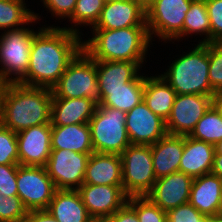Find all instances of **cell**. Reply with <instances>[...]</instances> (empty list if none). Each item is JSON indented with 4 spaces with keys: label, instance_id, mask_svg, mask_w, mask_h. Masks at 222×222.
Wrapping results in <instances>:
<instances>
[{
    "label": "cell",
    "instance_id": "obj_19",
    "mask_svg": "<svg viewBox=\"0 0 222 222\" xmlns=\"http://www.w3.org/2000/svg\"><path fill=\"white\" fill-rule=\"evenodd\" d=\"M83 183L123 186L121 155L96 152L91 153Z\"/></svg>",
    "mask_w": 222,
    "mask_h": 222
},
{
    "label": "cell",
    "instance_id": "obj_30",
    "mask_svg": "<svg viewBox=\"0 0 222 222\" xmlns=\"http://www.w3.org/2000/svg\"><path fill=\"white\" fill-rule=\"evenodd\" d=\"M104 0H77L74 12L69 18L70 23L74 25L71 27H62L68 29L71 32L81 35L80 26H89L90 28L94 27L97 21L100 18L101 11L104 7ZM79 25V26H78ZM75 28H74V27Z\"/></svg>",
    "mask_w": 222,
    "mask_h": 222
},
{
    "label": "cell",
    "instance_id": "obj_36",
    "mask_svg": "<svg viewBox=\"0 0 222 222\" xmlns=\"http://www.w3.org/2000/svg\"><path fill=\"white\" fill-rule=\"evenodd\" d=\"M211 26V43L222 42V0H205Z\"/></svg>",
    "mask_w": 222,
    "mask_h": 222
},
{
    "label": "cell",
    "instance_id": "obj_44",
    "mask_svg": "<svg viewBox=\"0 0 222 222\" xmlns=\"http://www.w3.org/2000/svg\"><path fill=\"white\" fill-rule=\"evenodd\" d=\"M203 222H222V215H208L204 216Z\"/></svg>",
    "mask_w": 222,
    "mask_h": 222
},
{
    "label": "cell",
    "instance_id": "obj_22",
    "mask_svg": "<svg viewBox=\"0 0 222 222\" xmlns=\"http://www.w3.org/2000/svg\"><path fill=\"white\" fill-rule=\"evenodd\" d=\"M222 178L204 174L193 180L189 203L205 216L218 215Z\"/></svg>",
    "mask_w": 222,
    "mask_h": 222
},
{
    "label": "cell",
    "instance_id": "obj_43",
    "mask_svg": "<svg viewBox=\"0 0 222 222\" xmlns=\"http://www.w3.org/2000/svg\"><path fill=\"white\" fill-rule=\"evenodd\" d=\"M212 105L222 117V92H217L212 96Z\"/></svg>",
    "mask_w": 222,
    "mask_h": 222
},
{
    "label": "cell",
    "instance_id": "obj_4",
    "mask_svg": "<svg viewBox=\"0 0 222 222\" xmlns=\"http://www.w3.org/2000/svg\"><path fill=\"white\" fill-rule=\"evenodd\" d=\"M193 49V50H192ZM191 51L175 58L161 74L178 95L215 94L209 82V43H198Z\"/></svg>",
    "mask_w": 222,
    "mask_h": 222
},
{
    "label": "cell",
    "instance_id": "obj_18",
    "mask_svg": "<svg viewBox=\"0 0 222 222\" xmlns=\"http://www.w3.org/2000/svg\"><path fill=\"white\" fill-rule=\"evenodd\" d=\"M97 104L88 98H52L51 126H66L88 123Z\"/></svg>",
    "mask_w": 222,
    "mask_h": 222
},
{
    "label": "cell",
    "instance_id": "obj_12",
    "mask_svg": "<svg viewBox=\"0 0 222 222\" xmlns=\"http://www.w3.org/2000/svg\"><path fill=\"white\" fill-rule=\"evenodd\" d=\"M211 106V95L177 94L170 116L165 121L167 134L189 136Z\"/></svg>",
    "mask_w": 222,
    "mask_h": 222
},
{
    "label": "cell",
    "instance_id": "obj_8",
    "mask_svg": "<svg viewBox=\"0 0 222 222\" xmlns=\"http://www.w3.org/2000/svg\"><path fill=\"white\" fill-rule=\"evenodd\" d=\"M123 190L128 197L146 196L156 176L151 145L130 144L121 154Z\"/></svg>",
    "mask_w": 222,
    "mask_h": 222
},
{
    "label": "cell",
    "instance_id": "obj_15",
    "mask_svg": "<svg viewBox=\"0 0 222 222\" xmlns=\"http://www.w3.org/2000/svg\"><path fill=\"white\" fill-rule=\"evenodd\" d=\"M16 135L19 165L45 167L51 154V123L29 127Z\"/></svg>",
    "mask_w": 222,
    "mask_h": 222
},
{
    "label": "cell",
    "instance_id": "obj_31",
    "mask_svg": "<svg viewBox=\"0 0 222 222\" xmlns=\"http://www.w3.org/2000/svg\"><path fill=\"white\" fill-rule=\"evenodd\" d=\"M189 137L213 145L222 140V117L213 105L197 122Z\"/></svg>",
    "mask_w": 222,
    "mask_h": 222
},
{
    "label": "cell",
    "instance_id": "obj_11",
    "mask_svg": "<svg viewBox=\"0 0 222 222\" xmlns=\"http://www.w3.org/2000/svg\"><path fill=\"white\" fill-rule=\"evenodd\" d=\"M90 155L91 153L51 149L45 169L56 189L77 190L83 184Z\"/></svg>",
    "mask_w": 222,
    "mask_h": 222
},
{
    "label": "cell",
    "instance_id": "obj_39",
    "mask_svg": "<svg viewBox=\"0 0 222 222\" xmlns=\"http://www.w3.org/2000/svg\"><path fill=\"white\" fill-rule=\"evenodd\" d=\"M44 4V8L49 9L51 15H53L56 20L60 18L69 20L74 12L77 0H41Z\"/></svg>",
    "mask_w": 222,
    "mask_h": 222
},
{
    "label": "cell",
    "instance_id": "obj_26",
    "mask_svg": "<svg viewBox=\"0 0 222 222\" xmlns=\"http://www.w3.org/2000/svg\"><path fill=\"white\" fill-rule=\"evenodd\" d=\"M177 93L161 76L145 77L143 101L147 107L163 120L170 116Z\"/></svg>",
    "mask_w": 222,
    "mask_h": 222
},
{
    "label": "cell",
    "instance_id": "obj_46",
    "mask_svg": "<svg viewBox=\"0 0 222 222\" xmlns=\"http://www.w3.org/2000/svg\"><path fill=\"white\" fill-rule=\"evenodd\" d=\"M218 214H219V215H222V191H221V194H220Z\"/></svg>",
    "mask_w": 222,
    "mask_h": 222
},
{
    "label": "cell",
    "instance_id": "obj_25",
    "mask_svg": "<svg viewBox=\"0 0 222 222\" xmlns=\"http://www.w3.org/2000/svg\"><path fill=\"white\" fill-rule=\"evenodd\" d=\"M51 149L93 153L89 124L51 126Z\"/></svg>",
    "mask_w": 222,
    "mask_h": 222
},
{
    "label": "cell",
    "instance_id": "obj_9",
    "mask_svg": "<svg viewBox=\"0 0 222 222\" xmlns=\"http://www.w3.org/2000/svg\"><path fill=\"white\" fill-rule=\"evenodd\" d=\"M194 0H154L146 8L148 33L162 41L183 39V24L186 12ZM155 35V36H153Z\"/></svg>",
    "mask_w": 222,
    "mask_h": 222
},
{
    "label": "cell",
    "instance_id": "obj_1",
    "mask_svg": "<svg viewBox=\"0 0 222 222\" xmlns=\"http://www.w3.org/2000/svg\"><path fill=\"white\" fill-rule=\"evenodd\" d=\"M83 49L82 37L60 26H42L33 37L23 85L52 89Z\"/></svg>",
    "mask_w": 222,
    "mask_h": 222
},
{
    "label": "cell",
    "instance_id": "obj_38",
    "mask_svg": "<svg viewBox=\"0 0 222 222\" xmlns=\"http://www.w3.org/2000/svg\"><path fill=\"white\" fill-rule=\"evenodd\" d=\"M166 216L167 222H203L205 215L186 203L167 211Z\"/></svg>",
    "mask_w": 222,
    "mask_h": 222
},
{
    "label": "cell",
    "instance_id": "obj_2",
    "mask_svg": "<svg viewBox=\"0 0 222 222\" xmlns=\"http://www.w3.org/2000/svg\"><path fill=\"white\" fill-rule=\"evenodd\" d=\"M52 89L6 83L1 94L0 122L18 133L50 123Z\"/></svg>",
    "mask_w": 222,
    "mask_h": 222
},
{
    "label": "cell",
    "instance_id": "obj_33",
    "mask_svg": "<svg viewBox=\"0 0 222 222\" xmlns=\"http://www.w3.org/2000/svg\"><path fill=\"white\" fill-rule=\"evenodd\" d=\"M0 164L19 165L18 143L16 132L0 122Z\"/></svg>",
    "mask_w": 222,
    "mask_h": 222
},
{
    "label": "cell",
    "instance_id": "obj_16",
    "mask_svg": "<svg viewBox=\"0 0 222 222\" xmlns=\"http://www.w3.org/2000/svg\"><path fill=\"white\" fill-rule=\"evenodd\" d=\"M194 178L183 172L171 173L156 179L151 191L146 195L160 209L167 212L189 203Z\"/></svg>",
    "mask_w": 222,
    "mask_h": 222
},
{
    "label": "cell",
    "instance_id": "obj_27",
    "mask_svg": "<svg viewBox=\"0 0 222 222\" xmlns=\"http://www.w3.org/2000/svg\"><path fill=\"white\" fill-rule=\"evenodd\" d=\"M145 76L141 73L131 82L125 83V87L117 90H99L100 104L128 112L134 106L143 101Z\"/></svg>",
    "mask_w": 222,
    "mask_h": 222
},
{
    "label": "cell",
    "instance_id": "obj_28",
    "mask_svg": "<svg viewBox=\"0 0 222 222\" xmlns=\"http://www.w3.org/2000/svg\"><path fill=\"white\" fill-rule=\"evenodd\" d=\"M32 11L25 0H0V30H16L40 21L41 16Z\"/></svg>",
    "mask_w": 222,
    "mask_h": 222
},
{
    "label": "cell",
    "instance_id": "obj_37",
    "mask_svg": "<svg viewBox=\"0 0 222 222\" xmlns=\"http://www.w3.org/2000/svg\"><path fill=\"white\" fill-rule=\"evenodd\" d=\"M19 165L0 164V194L5 197L17 196V168Z\"/></svg>",
    "mask_w": 222,
    "mask_h": 222
},
{
    "label": "cell",
    "instance_id": "obj_24",
    "mask_svg": "<svg viewBox=\"0 0 222 222\" xmlns=\"http://www.w3.org/2000/svg\"><path fill=\"white\" fill-rule=\"evenodd\" d=\"M142 64V65H141ZM143 62L96 60L99 90H117L133 81L141 72Z\"/></svg>",
    "mask_w": 222,
    "mask_h": 222
},
{
    "label": "cell",
    "instance_id": "obj_21",
    "mask_svg": "<svg viewBox=\"0 0 222 222\" xmlns=\"http://www.w3.org/2000/svg\"><path fill=\"white\" fill-rule=\"evenodd\" d=\"M214 145L184 136V151L180 160L179 172L193 178L209 174L214 160Z\"/></svg>",
    "mask_w": 222,
    "mask_h": 222
},
{
    "label": "cell",
    "instance_id": "obj_42",
    "mask_svg": "<svg viewBox=\"0 0 222 222\" xmlns=\"http://www.w3.org/2000/svg\"><path fill=\"white\" fill-rule=\"evenodd\" d=\"M210 173L222 178V154L214 153V160Z\"/></svg>",
    "mask_w": 222,
    "mask_h": 222
},
{
    "label": "cell",
    "instance_id": "obj_13",
    "mask_svg": "<svg viewBox=\"0 0 222 222\" xmlns=\"http://www.w3.org/2000/svg\"><path fill=\"white\" fill-rule=\"evenodd\" d=\"M83 204L95 222L110 217L128 200L123 186L93 185L83 183L78 189Z\"/></svg>",
    "mask_w": 222,
    "mask_h": 222
},
{
    "label": "cell",
    "instance_id": "obj_34",
    "mask_svg": "<svg viewBox=\"0 0 222 222\" xmlns=\"http://www.w3.org/2000/svg\"><path fill=\"white\" fill-rule=\"evenodd\" d=\"M27 212L18 196L0 194V222H25Z\"/></svg>",
    "mask_w": 222,
    "mask_h": 222
},
{
    "label": "cell",
    "instance_id": "obj_3",
    "mask_svg": "<svg viewBox=\"0 0 222 222\" xmlns=\"http://www.w3.org/2000/svg\"><path fill=\"white\" fill-rule=\"evenodd\" d=\"M91 32L93 37L83 41V49L94 60L146 62L147 51L153 44L147 26L91 29Z\"/></svg>",
    "mask_w": 222,
    "mask_h": 222
},
{
    "label": "cell",
    "instance_id": "obj_23",
    "mask_svg": "<svg viewBox=\"0 0 222 222\" xmlns=\"http://www.w3.org/2000/svg\"><path fill=\"white\" fill-rule=\"evenodd\" d=\"M47 210L58 222H95L78 190L57 189Z\"/></svg>",
    "mask_w": 222,
    "mask_h": 222
},
{
    "label": "cell",
    "instance_id": "obj_20",
    "mask_svg": "<svg viewBox=\"0 0 222 222\" xmlns=\"http://www.w3.org/2000/svg\"><path fill=\"white\" fill-rule=\"evenodd\" d=\"M153 169L157 179L179 171L184 136L166 134L151 145Z\"/></svg>",
    "mask_w": 222,
    "mask_h": 222
},
{
    "label": "cell",
    "instance_id": "obj_35",
    "mask_svg": "<svg viewBox=\"0 0 222 222\" xmlns=\"http://www.w3.org/2000/svg\"><path fill=\"white\" fill-rule=\"evenodd\" d=\"M208 75L214 92H222V42L209 43Z\"/></svg>",
    "mask_w": 222,
    "mask_h": 222
},
{
    "label": "cell",
    "instance_id": "obj_14",
    "mask_svg": "<svg viewBox=\"0 0 222 222\" xmlns=\"http://www.w3.org/2000/svg\"><path fill=\"white\" fill-rule=\"evenodd\" d=\"M125 126L131 144L152 145L167 134L165 120L141 101L126 112Z\"/></svg>",
    "mask_w": 222,
    "mask_h": 222
},
{
    "label": "cell",
    "instance_id": "obj_45",
    "mask_svg": "<svg viewBox=\"0 0 222 222\" xmlns=\"http://www.w3.org/2000/svg\"><path fill=\"white\" fill-rule=\"evenodd\" d=\"M214 150H215V153L222 154V140H220L214 145Z\"/></svg>",
    "mask_w": 222,
    "mask_h": 222
},
{
    "label": "cell",
    "instance_id": "obj_10",
    "mask_svg": "<svg viewBox=\"0 0 222 222\" xmlns=\"http://www.w3.org/2000/svg\"><path fill=\"white\" fill-rule=\"evenodd\" d=\"M17 196L29 210L47 209L57 190L45 167L17 168Z\"/></svg>",
    "mask_w": 222,
    "mask_h": 222
},
{
    "label": "cell",
    "instance_id": "obj_5",
    "mask_svg": "<svg viewBox=\"0 0 222 222\" xmlns=\"http://www.w3.org/2000/svg\"><path fill=\"white\" fill-rule=\"evenodd\" d=\"M83 97L100 104L96 60L84 49L69 63L58 83L52 88V98Z\"/></svg>",
    "mask_w": 222,
    "mask_h": 222
},
{
    "label": "cell",
    "instance_id": "obj_29",
    "mask_svg": "<svg viewBox=\"0 0 222 222\" xmlns=\"http://www.w3.org/2000/svg\"><path fill=\"white\" fill-rule=\"evenodd\" d=\"M205 35L199 43H211V26L205 0H194L186 12L183 24V38L189 35Z\"/></svg>",
    "mask_w": 222,
    "mask_h": 222
},
{
    "label": "cell",
    "instance_id": "obj_40",
    "mask_svg": "<svg viewBox=\"0 0 222 222\" xmlns=\"http://www.w3.org/2000/svg\"><path fill=\"white\" fill-rule=\"evenodd\" d=\"M101 222H139V219L135 210L126 203L113 215L103 219Z\"/></svg>",
    "mask_w": 222,
    "mask_h": 222
},
{
    "label": "cell",
    "instance_id": "obj_47",
    "mask_svg": "<svg viewBox=\"0 0 222 222\" xmlns=\"http://www.w3.org/2000/svg\"><path fill=\"white\" fill-rule=\"evenodd\" d=\"M5 84L6 83L0 79V107H1V94H2Z\"/></svg>",
    "mask_w": 222,
    "mask_h": 222
},
{
    "label": "cell",
    "instance_id": "obj_17",
    "mask_svg": "<svg viewBox=\"0 0 222 222\" xmlns=\"http://www.w3.org/2000/svg\"><path fill=\"white\" fill-rule=\"evenodd\" d=\"M147 26L146 11L140 0H114L104 3L101 15L92 29H120Z\"/></svg>",
    "mask_w": 222,
    "mask_h": 222
},
{
    "label": "cell",
    "instance_id": "obj_32",
    "mask_svg": "<svg viewBox=\"0 0 222 222\" xmlns=\"http://www.w3.org/2000/svg\"><path fill=\"white\" fill-rule=\"evenodd\" d=\"M127 203L135 210L139 222H167L166 212L146 196L128 197Z\"/></svg>",
    "mask_w": 222,
    "mask_h": 222
},
{
    "label": "cell",
    "instance_id": "obj_41",
    "mask_svg": "<svg viewBox=\"0 0 222 222\" xmlns=\"http://www.w3.org/2000/svg\"><path fill=\"white\" fill-rule=\"evenodd\" d=\"M25 222H58L47 209L29 210Z\"/></svg>",
    "mask_w": 222,
    "mask_h": 222
},
{
    "label": "cell",
    "instance_id": "obj_48",
    "mask_svg": "<svg viewBox=\"0 0 222 222\" xmlns=\"http://www.w3.org/2000/svg\"><path fill=\"white\" fill-rule=\"evenodd\" d=\"M143 6L146 8L154 0H140Z\"/></svg>",
    "mask_w": 222,
    "mask_h": 222
},
{
    "label": "cell",
    "instance_id": "obj_6",
    "mask_svg": "<svg viewBox=\"0 0 222 222\" xmlns=\"http://www.w3.org/2000/svg\"><path fill=\"white\" fill-rule=\"evenodd\" d=\"M125 121L126 112L97 106L88 122L94 152L120 155L131 144Z\"/></svg>",
    "mask_w": 222,
    "mask_h": 222
},
{
    "label": "cell",
    "instance_id": "obj_7",
    "mask_svg": "<svg viewBox=\"0 0 222 222\" xmlns=\"http://www.w3.org/2000/svg\"><path fill=\"white\" fill-rule=\"evenodd\" d=\"M38 31L27 27L6 30L0 35V79L18 83L27 73L33 37ZM13 75V76H12Z\"/></svg>",
    "mask_w": 222,
    "mask_h": 222
}]
</instances>
